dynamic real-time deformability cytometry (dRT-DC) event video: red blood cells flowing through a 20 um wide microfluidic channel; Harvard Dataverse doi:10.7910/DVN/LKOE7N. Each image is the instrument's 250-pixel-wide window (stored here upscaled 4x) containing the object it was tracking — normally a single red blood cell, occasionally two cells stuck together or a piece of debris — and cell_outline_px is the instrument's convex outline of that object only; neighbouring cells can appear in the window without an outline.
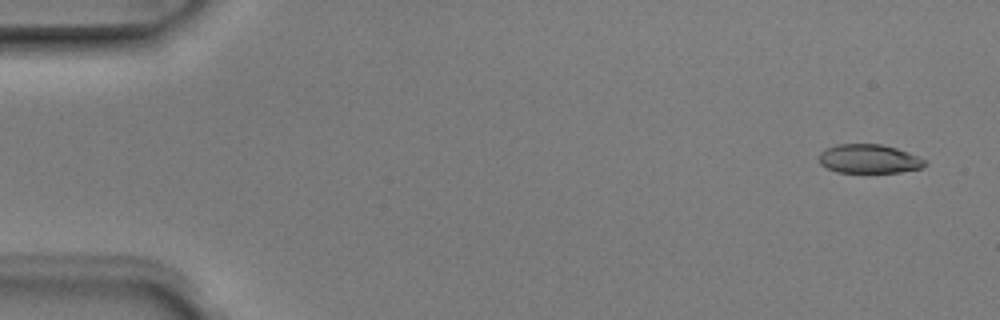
{"species": "Egyptian fruit bat (a non-hibernating species)", "species_latin": "Rousettus aegyptiacus", "temperature_condition": "room temperature", "stored_images_in_passage": 4, "camera_frame_rate_fps": 3000, "um_per_image_px": 0.085, "animal": {"sex": "male"}, "frame": {"image": 1, "passage_image": 1, "time_ms": 0.0, "image_size_px": [1000, 320], "cell_outline_px": [[928, 164], [920, 168], [900, 172], [836, 172], [820, 164], [816, 156], [824, 148], [836, 144], [880, 144], [896, 148], [908, 152], [928, 160]], "centroid_in_image_um": [73.84, 13.49], "position_along_channel_um": 11.2, "area_um2": 18.09}}
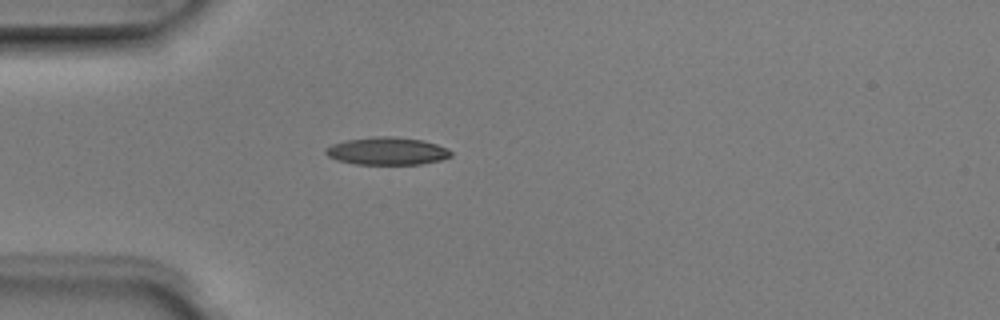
{"frame": {"image": 2, "passage_image": 4, "time_ms": 1.0, "image_size_px": [1000, 320], "cell_outline_px": [[452, 156], [440, 160], [420, 164], [356, 164], [336, 160], [328, 156], [324, 152], [332, 144], [344, 140], [372, 136], [396, 136], [424, 140], [448, 148], [452, 152]], "centroid_in_image_um": [32.91, 12.83], "position_along_channel_um": 52.1, "area_um2": 20.35}}